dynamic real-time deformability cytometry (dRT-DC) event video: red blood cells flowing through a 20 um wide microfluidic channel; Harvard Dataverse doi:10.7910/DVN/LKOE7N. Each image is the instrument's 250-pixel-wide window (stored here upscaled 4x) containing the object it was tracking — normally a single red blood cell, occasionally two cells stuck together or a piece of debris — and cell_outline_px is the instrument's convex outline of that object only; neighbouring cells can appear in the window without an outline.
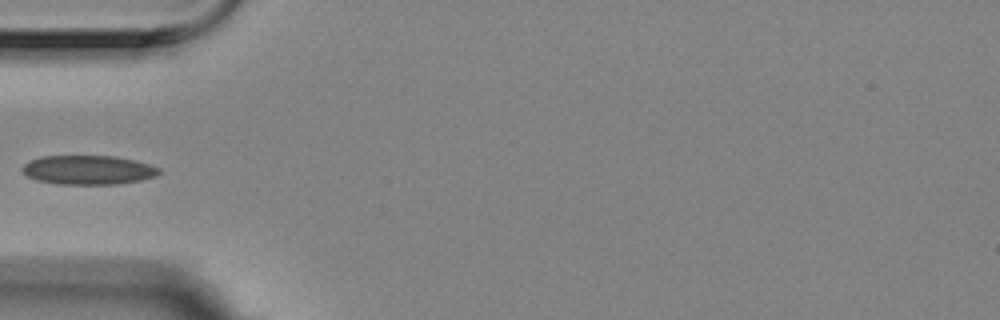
{"species": "Egyptian fruit bat (a non-hibernating species)", "species_latin": "Rousettus aegyptiacus", "temperature_condition": "room temperature", "stored_images_in_passage": 7, "camera_frame_rate_fps": 3000, "um_per_image_px": 0.085, "animal": {"sex": "female"}, "frame": {"image": 1, "passage_image": 1, "time_ms": 0.0, "image_size_px": [1000, 320], "cell_outline_px": [[160, 172], [156, 176], [140, 180], [120, 184], [56, 184], [36, 180], [28, 176], [20, 168], [28, 160], [40, 156], [116, 156], [148, 164], [160, 168]], "centroid_in_image_um": [7.46, 14.44], "position_along_channel_um": 77.5, "area_um2": 23.29}}
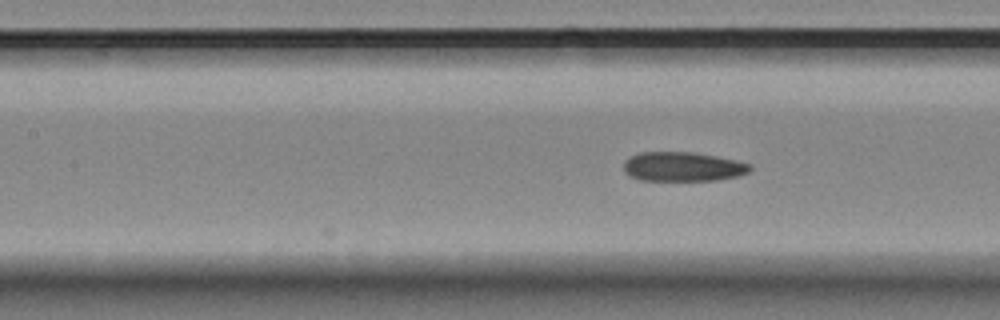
{"frame": {"image": 2, "passage_image": 7, "time_ms": 2.0, "image_size_px": [1000, 320], "cell_outline_px": [[752, 168], [748, 172], [740, 176], [716, 180], [640, 180], [628, 176], [624, 172], [624, 160], [628, 156], [640, 152], [692, 152], [716, 156], [736, 160], [752, 164]], "centroid_in_image_um": [58.02, 14.16], "position_along_channel_um": 149.4, "area_um2": 21.85}}